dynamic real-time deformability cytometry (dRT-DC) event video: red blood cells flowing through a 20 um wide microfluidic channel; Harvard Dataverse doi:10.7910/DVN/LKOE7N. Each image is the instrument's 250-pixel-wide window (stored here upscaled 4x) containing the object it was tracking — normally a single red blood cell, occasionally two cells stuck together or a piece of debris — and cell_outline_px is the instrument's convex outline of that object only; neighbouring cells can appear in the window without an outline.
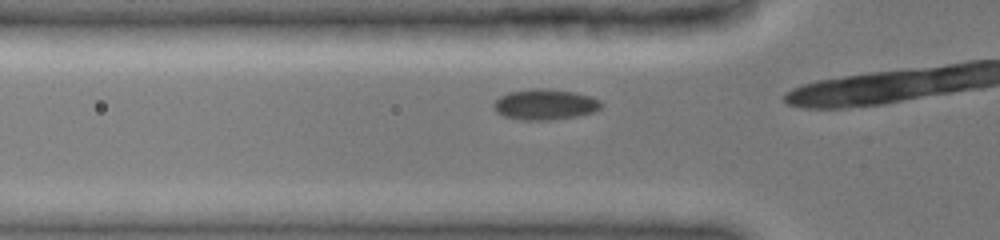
{"species": "common noctule bat (a hibernating species)", "species_latin": "Nyctalus noctula", "temperature_condition": "cold", "stored_images_in_passage": 11, "camera_frame_rate_fps": 3000, "um_per_image_px": 0.085, "animal": {"sex": "female", "body_mass_g": 19.0, "forearm_length_mm": 51.5}, "frame": {"image": 1, "passage_image": 7, "time_ms": 2.0, "image_size_px": [1000, 240], "cell_outline_px": [[604, 104], [600, 108], [592, 112], [580, 116], [552, 120], [520, 120], [504, 116], [496, 112], [492, 104], [500, 96], [508, 92], [532, 88], [544, 88], [572, 92], [592, 96], [600, 100]], "centroid_in_image_um": [46.33, 8.88], "position_along_channel_um": 79.5, "area_um2": 19.42}}
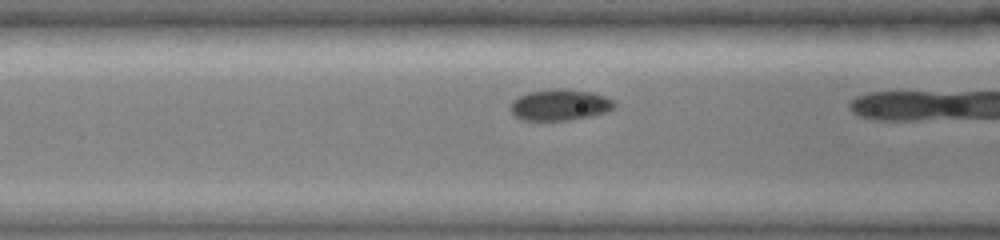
{"frame": {"image": 2, "passage_image": 10, "time_ms": 3.0, "image_size_px": [1000, 240], "cell_outline_px": [[616, 104], [608, 112], [592, 116], [568, 120], [520, 120], [508, 108], [512, 100], [528, 92], [552, 88], [564, 88], [592, 92], [604, 96], [612, 100]], "centroid_in_image_um": [47.57, 8.91], "position_along_channel_um": 119.0, "area_um2": 19.07}}